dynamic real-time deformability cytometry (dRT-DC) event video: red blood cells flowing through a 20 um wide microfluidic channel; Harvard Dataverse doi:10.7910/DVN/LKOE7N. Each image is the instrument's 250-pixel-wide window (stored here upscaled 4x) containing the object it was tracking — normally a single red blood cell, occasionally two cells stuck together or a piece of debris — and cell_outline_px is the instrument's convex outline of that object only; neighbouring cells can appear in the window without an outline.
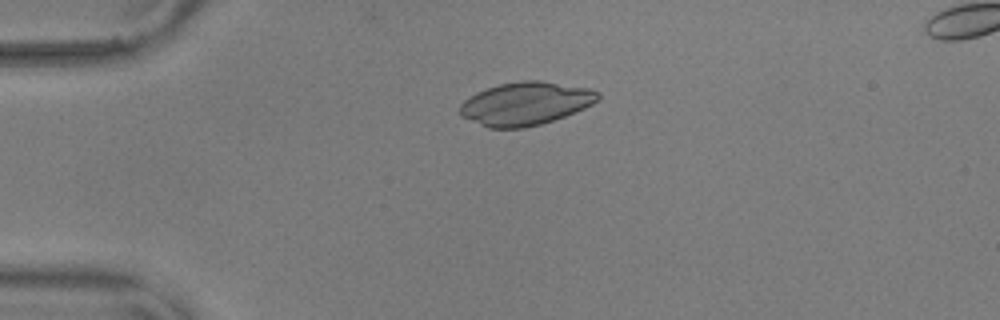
{"species": "common noctule bat (a hibernating species)", "species_latin": "Nyctalus noctula", "temperature_condition": "warm", "stored_images_in_passage": 8, "camera_frame_rate_fps": 3000, "um_per_image_px": 0.085, "animal": {"sex": "male", "body_mass_g": 17.9, "forearm_length_mm": 54.2}, "frame": {"image": 1, "passage_image": 2, "time_ms": 0.333, "image_size_px": [1000, 320], "cell_outline_px": [[600, 96], [592, 104], [584, 108], [564, 116], [540, 124], [524, 128], [488, 128], [460, 116], [460, 104], [464, 100], [476, 92], [500, 84], [520, 80], [540, 80], [592, 88], [600, 92]], "centroid_in_image_um": [44.67, 8.79], "position_along_channel_um": 40.3, "area_um2": 34.74}}